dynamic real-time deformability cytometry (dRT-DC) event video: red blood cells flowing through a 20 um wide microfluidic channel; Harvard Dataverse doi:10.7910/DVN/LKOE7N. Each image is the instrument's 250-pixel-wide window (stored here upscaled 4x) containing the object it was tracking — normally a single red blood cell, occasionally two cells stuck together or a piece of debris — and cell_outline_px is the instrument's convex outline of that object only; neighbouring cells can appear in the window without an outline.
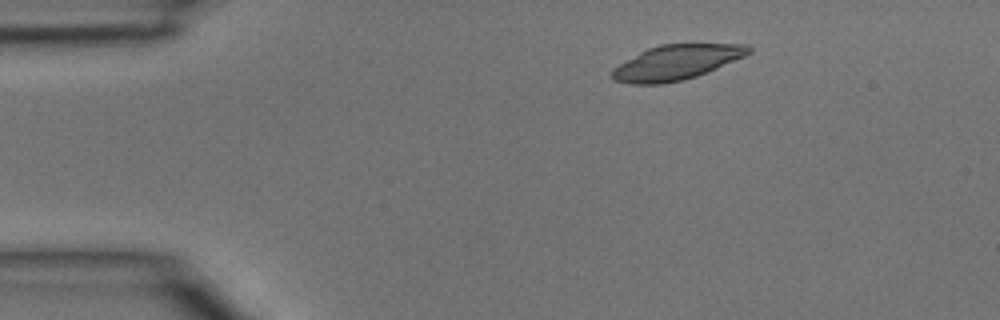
{"species": "common noctule bat (a hibernating species)", "species_latin": "Nyctalus noctula", "temperature_condition": "room temperature", "stored_images_in_passage": 3, "camera_frame_rate_fps": 3000, "um_per_image_px": 0.085, "animal": {"sex": "male", "body_mass_g": 15.6}, "frame": {"image": 1, "passage_image": 3, "time_ms": 0.667, "image_size_px": [1000, 320], "cell_outline_px": [[752, 52], [744, 56], [716, 68], [696, 76], [684, 80], [664, 84], [632, 84], [616, 80], [612, 76], [612, 68], [640, 52], [648, 48], [660, 44], [748, 44], [752, 48]], "centroid_in_image_um": [57.5, 5.3], "position_along_channel_um": 27.5, "area_um2": 27.51}}